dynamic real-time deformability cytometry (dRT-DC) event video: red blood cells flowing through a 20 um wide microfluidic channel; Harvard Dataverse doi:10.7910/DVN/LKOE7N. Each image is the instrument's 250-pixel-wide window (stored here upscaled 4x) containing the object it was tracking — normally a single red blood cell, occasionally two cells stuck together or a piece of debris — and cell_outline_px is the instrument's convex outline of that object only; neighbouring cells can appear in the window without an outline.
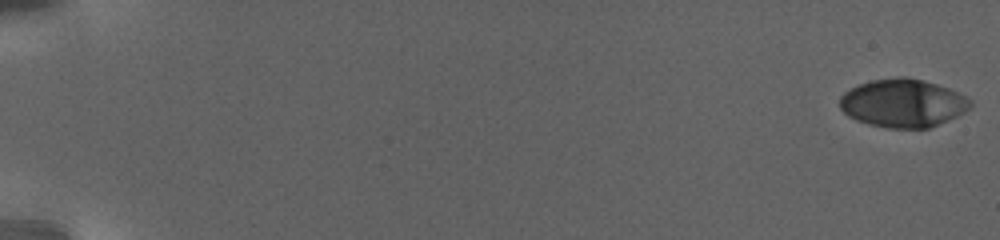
{"species": "human", "species_latin": "Homo sapiens", "temperature_condition": "warm", "stored_images_in_passage": 64, "camera_frame_rate_fps": 3000, "um_per_image_px": 0.085, "donor": {"sex": "female"}, "frame": {"image": 1, "passage_image": 1, "time_ms": 0.0, "image_size_px": [1000, 240], "cell_outline_px": [[972, 104], [964, 112], [948, 120], [928, 128], [888, 128], [868, 124], [856, 120], [848, 116], [840, 108], [840, 96], [844, 92], [860, 84], [872, 80], [900, 76], [904, 76], [924, 80], [948, 88], [972, 100]], "centroid_in_image_um": [76.73, 8.76], "position_along_channel_um": 8.3, "area_um2": 36.53}}
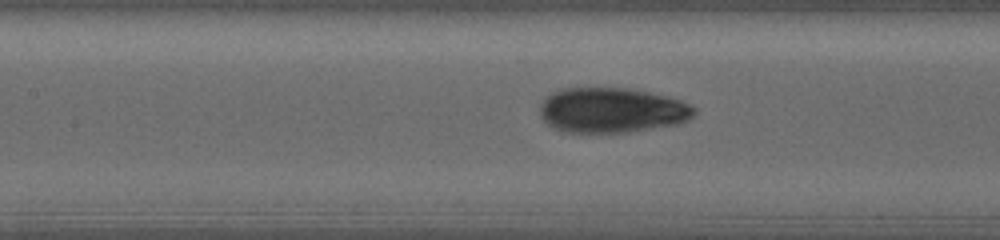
{"frame": {"image": 2, "passage_image": 41, "time_ms": 12.667, "image_size_px": [1000, 240], "cell_outline_px": [[696, 112], [688, 120], [676, 124], [628, 132], [564, 132], [552, 128], [540, 116], [540, 104], [552, 92], [560, 88], [632, 88], [668, 96], [692, 104], [696, 108]], "centroid_in_image_um": [52.01, 9.36], "position_along_channel_um": 155.4, "area_um2": 40.75}}
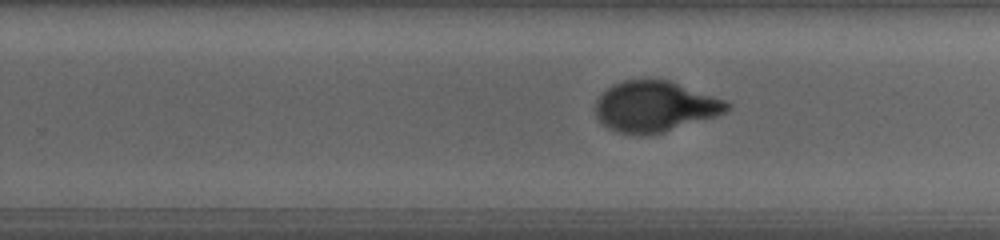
{"frame": {"image": 3, "passage_image": 63, "time_ms": 17.0, "image_size_px": [1000, 240], "cell_outline_px": [[732, 108], [716, 116], [664, 132], [648, 136], [632, 136], [608, 128], [596, 116], [596, 100], [612, 84], [624, 80], [668, 80], [724, 100], [732, 104]], "centroid_in_image_um": [55.66, 9.08], "position_along_channel_um": 274.1, "area_um2": 38.73}}